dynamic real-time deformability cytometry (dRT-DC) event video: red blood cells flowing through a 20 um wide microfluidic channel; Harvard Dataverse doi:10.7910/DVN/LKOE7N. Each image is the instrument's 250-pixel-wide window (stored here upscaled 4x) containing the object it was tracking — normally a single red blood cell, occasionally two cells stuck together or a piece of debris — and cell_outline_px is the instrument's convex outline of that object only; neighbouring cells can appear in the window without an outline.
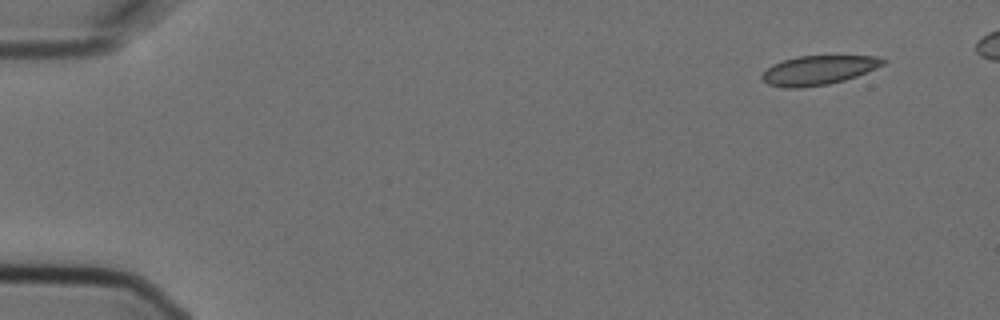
{"species": "Egyptian fruit bat (a non-hibernating species)", "species_latin": "Rousettus aegyptiacus", "temperature_condition": "cold", "stored_images_in_passage": 8, "camera_frame_rate_fps": 3000, "um_per_image_px": 0.085, "animal": {"sex": "female"}, "frame": {"image": 1, "passage_image": 1, "time_ms": 0.0, "image_size_px": [1000, 320], "cell_outline_px": [[888, 60], [884, 64], [876, 68], [856, 76], [844, 80], [828, 84], [796, 88], [784, 88], [768, 84], [760, 80], [760, 76], [772, 64], [796, 56], [876, 56]], "centroid_in_image_um": [69.54, 5.96], "position_along_channel_um": 15.5, "area_um2": 20.58}}
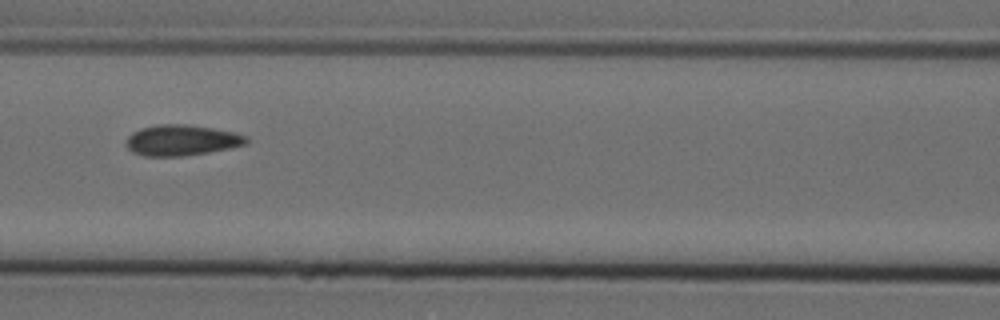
{"frame": {"image": 2, "passage_image": 7, "time_ms": 2.0, "image_size_px": [1000, 320], "cell_outline_px": [[248, 144], [208, 152], [184, 156], [144, 156], [132, 152], [124, 144], [124, 140], [132, 132], [140, 128], [160, 124], [184, 124], [212, 128], [232, 132], [248, 136]], "centroid_in_image_um": [15.39, 11.92], "position_along_channel_um": 151.2, "area_um2": 21.62}}
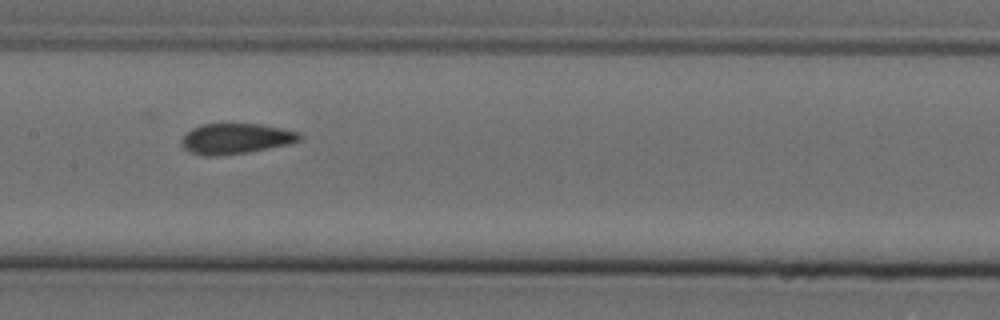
{"frame": {"image": 3, "passage_image": 8, "time_ms": 2.333, "image_size_px": [1000, 320], "cell_outline_px": [[304, 136], [300, 140], [288, 144], [248, 152], [216, 156], [204, 156], [192, 152], [184, 148], [180, 140], [192, 128], [204, 124], [260, 124], [300, 132]], "centroid_in_image_um": [20.06, 11.78], "position_along_channel_um": 187.3, "area_um2": 20.81}}